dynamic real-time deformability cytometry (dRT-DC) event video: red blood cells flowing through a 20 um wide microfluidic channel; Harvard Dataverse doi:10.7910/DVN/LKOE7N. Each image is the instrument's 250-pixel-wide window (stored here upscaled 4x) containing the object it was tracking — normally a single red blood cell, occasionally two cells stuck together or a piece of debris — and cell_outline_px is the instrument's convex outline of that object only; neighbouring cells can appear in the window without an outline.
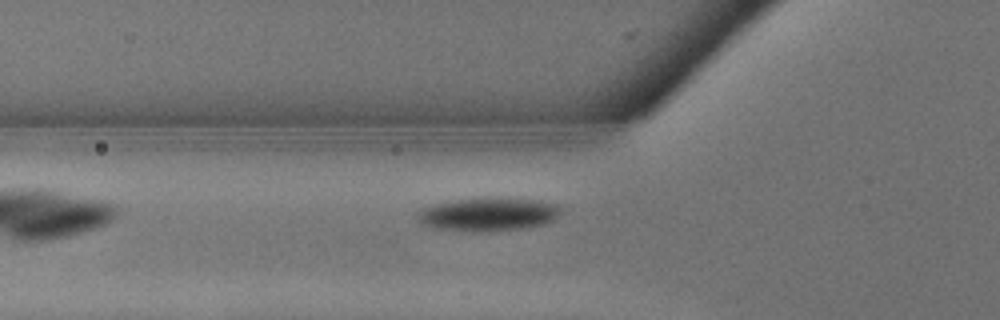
{"species": "common noctule bat (a hibernating species)", "species_latin": "Nyctalus noctula", "temperature_condition": "warm", "stored_images_in_passage": 9, "camera_frame_rate_fps": 3000, "um_per_image_px": 0.085, "animal": {"sex": "male", "body_mass_g": 13.3}, "frame": {"image": 1, "passage_image": 9, "time_ms": 2.667, "image_size_px": [1000, 320], "cell_outline_px": [[560, 212], [552, 220], [540, 224], [524, 228], [488, 232], [476, 232], [428, 228], [420, 224], [416, 220], [416, 216], [424, 208], [436, 204], [456, 200], [488, 196], [508, 196], [540, 200], [560, 204]], "centroid_in_image_um": [41.49, 18.2], "position_along_channel_um": 84.3, "area_um2": 28.67}}